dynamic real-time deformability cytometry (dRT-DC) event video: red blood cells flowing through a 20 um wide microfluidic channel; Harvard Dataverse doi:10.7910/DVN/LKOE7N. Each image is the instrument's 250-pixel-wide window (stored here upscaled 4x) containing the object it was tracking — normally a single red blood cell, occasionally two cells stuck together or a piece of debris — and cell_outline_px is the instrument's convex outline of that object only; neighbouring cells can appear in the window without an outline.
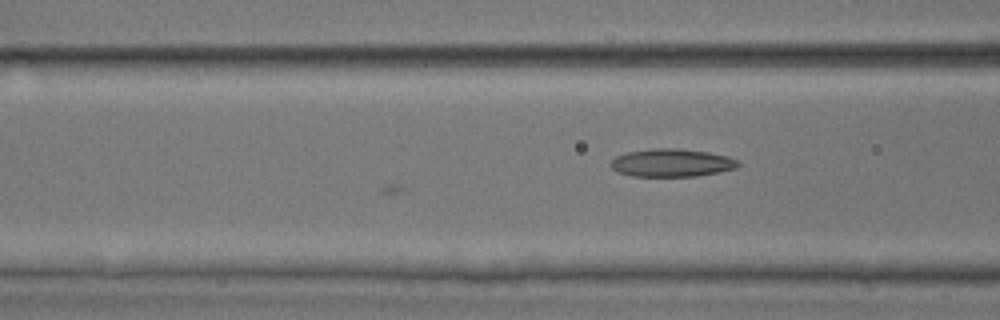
{"species": "common noctule bat (a hibernating species)", "species_latin": "Nyctalus noctula", "temperature_condition": "room temperature", "stored_images_in_passage": 22, "camera_frame_rate_fps": 3000, "um_per_image_px": 0.085, "animal": {"sex": "male", "body_mass_g": 17.9, "forearm_length_mm": 54.2}, "frame": {"image": 1, "passage_image": 22, "time_ms": 7.0, "image_size_px": [1000, 320], "cell_outline_px": [[740, 164], [736, 168], [720, 172], [696, 176], [632, 176], [616, 172], [608, 164], [616, 156], [624, 152], [656, 148], [676, 148], [708, 152], [728, 156], [740, 160]], "centroid_in_image_um": [57.09, 13.84], "position_along_channel_um": 109.5, "area_um2": 20.98}}